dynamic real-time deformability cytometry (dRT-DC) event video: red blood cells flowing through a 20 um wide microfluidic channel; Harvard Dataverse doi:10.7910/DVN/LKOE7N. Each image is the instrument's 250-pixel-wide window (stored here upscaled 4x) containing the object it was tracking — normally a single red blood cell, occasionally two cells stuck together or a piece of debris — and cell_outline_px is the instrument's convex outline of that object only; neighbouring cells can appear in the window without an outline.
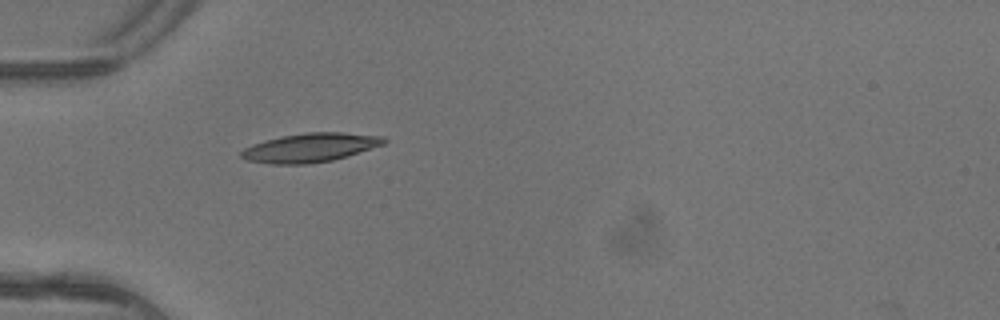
{"species": "common noctule bat (a hibernating species)", "species_latin": "Nyctalus noctula", "temperature_condition": "warm", "stored_images_in_passage": 4, "camera_frame_rate_fps": 3000, "um_per_image_px": 0.085, "animal": {"sex": "female"}, "frame": {"image": 1, "passage_image": 4, "time_ms": 1.0, "image_size_px": [1000, 320], "cell_outline_px": [[388, 140], [384, 144], [332, 160], [308, 164], [272, 164], [248, 160], [240, 156], [240, 152], [244, 148], [252, 144], [280, 136], [308, 132], [344, 132], [384, 136]], "centroid_in_image_um": [26.36, 12.54], "position_along_channel_um": 58.6, "area_um2": 23.93}}